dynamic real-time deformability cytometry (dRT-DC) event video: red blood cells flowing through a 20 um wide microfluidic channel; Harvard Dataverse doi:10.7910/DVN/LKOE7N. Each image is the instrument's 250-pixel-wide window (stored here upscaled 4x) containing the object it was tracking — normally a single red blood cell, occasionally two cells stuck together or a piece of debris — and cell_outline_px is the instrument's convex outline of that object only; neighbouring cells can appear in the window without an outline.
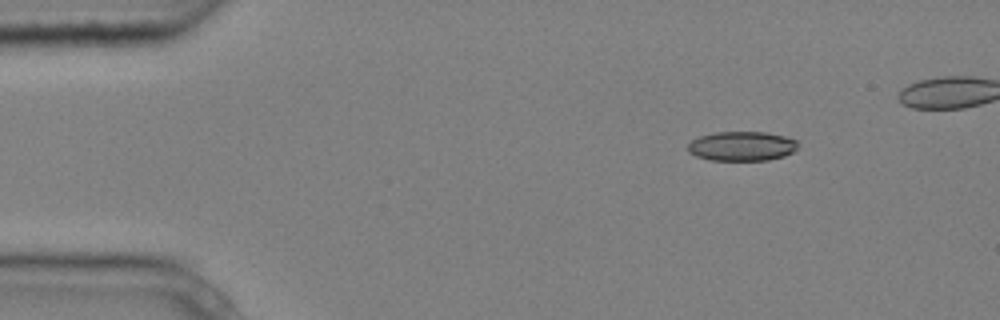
{"species": "common noctule bat (a hibernating species)", "species_latin": "Nyctalus noctula", "temperature_condition": "cold", "stored_images_in_passage": 1, "camera_frame_rate_fps": 3000, "um_per_image_px": 0.085, "animal": {"sex": "male", "body_mass_g": 20.4}, "frame": {"image": 1, "passage_image": 1, "time_ms": 0.0, "image_size_px": [1000, 320], "cell_outline_px": [[796, 148], [792, 152], [784, 156], [768, 160], [708, 160], [696, 156], [688, 152], [688, 144], [692, 140], [700, 136], [716, 132], [764, 132], [784, 136], [796, 140]], "centroid_in_image_um": [63.02, 12.43], "position_along_channel_um": 22.0, "area_um2": 18.79}}